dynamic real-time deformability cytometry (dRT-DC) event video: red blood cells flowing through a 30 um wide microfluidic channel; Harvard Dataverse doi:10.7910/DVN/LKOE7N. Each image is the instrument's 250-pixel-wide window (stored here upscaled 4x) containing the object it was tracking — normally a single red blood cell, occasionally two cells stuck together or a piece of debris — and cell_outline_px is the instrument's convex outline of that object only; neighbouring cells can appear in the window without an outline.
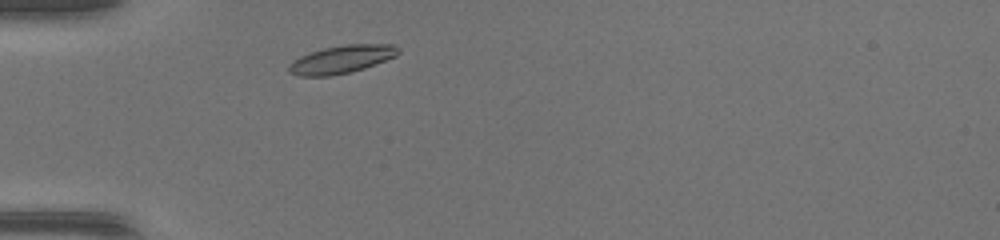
{"species": "common noctule bat (a hibernating species)", "species_latin": "Nyctalus noctula", "temperature_condition": "warm", "stored_images_in_passage": 37, "camera_frame_rate_fps": 3000, "um_per_image_px": 0.085, "animal": {"sex": "female", "body_mass_g": 17.0, "forearm_length_mm": 48.0}, "frame": {"image": 1, "passage_image": 3, "time_ms": 0.667, "image_size_px": [1000, 240], "cell_outline_px": [[400, 52], [396, 56], [364, 68], [352, 72], [332, 76], [300, 76], [288, 72], [288, 64], [300, 56], [324, 48], [348, 44], [396, 44]], "centroid_in_image_um": [29.04, 5.05], "position_along_channel_um": 56.0, "area_um2": 17.8}}
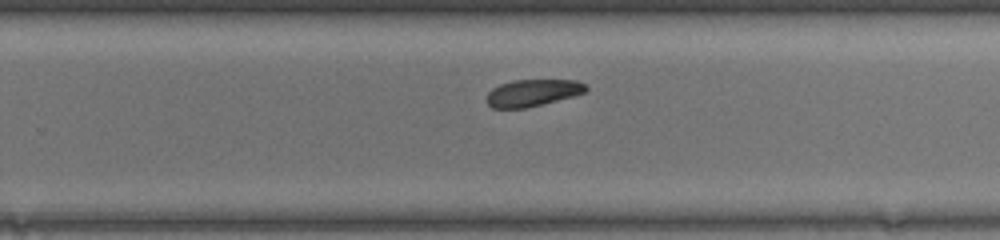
{"frame": {"image": 2, "passage_image": 20, "time_ms": 6.333, "image_size_px": [1000, 240], "cell_outline_px": [[588, 88], [584, 92], [572, 96], [524, 108], [492, 108], [484, 100], [488, 92], [492, 88], [500, 84], [512, 80], [576, 80], [584, 84]], "centroid_in_image_um": [45.2, 7.88], "position_along_channel_um": 284.6, "area_um2": 15.43}}
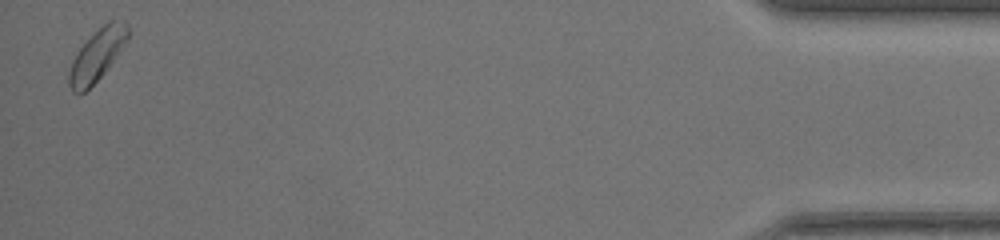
{"frame": {"image": 3, "passage_image": 36, "time_ms": 11.667, "image_size_px": [1000, 240], "cell_outline_px": [[128, 40], [104, 72], [84, 92], [72, 92], [68, 84], [68, 72], [76, 52], [108, 20], [124, 20], [128, 24]], "centroid_in_image_um": [8.26, 4.66], "position_along_channel_um": 426.9, "area_um2": 17.22}, "authors_computed_cell_mechanics": {"area_um2": 16.473, "velocity_mm_per_s": 4.2429, "shape_relaxation_time_tau1_ms": 5.1138, "shape_relaxation_time_tau2_ms": 2.5973, "deformation_change_tau1": 0.087, "deformation_change_tau2": 0.0837}}